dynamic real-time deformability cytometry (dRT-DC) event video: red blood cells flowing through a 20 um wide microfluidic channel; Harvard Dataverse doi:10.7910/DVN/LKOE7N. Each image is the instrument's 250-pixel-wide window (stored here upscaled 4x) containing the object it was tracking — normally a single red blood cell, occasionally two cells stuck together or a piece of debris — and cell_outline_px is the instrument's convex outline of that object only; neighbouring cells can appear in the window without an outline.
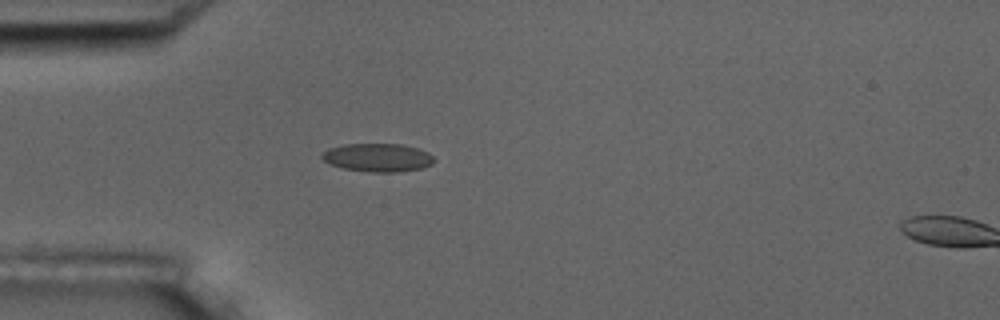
{"species": "common noctule bat (a hibernating species)", "species_latin": "Nyctalus noctula", "temperature_condition": "room temperature", "stored_images_in_passage": 5, "camera_frame_rate_fps": 3000, "um_per_image_px": 0.085, "animal": {"sex": "male", "body_mass_g": 17.5, "forearm_length_mm": 52.3}, "frame": {"image": 1, "passage_image": 4, "time_ms": 4.667, "image_size_px": [1000, 320], "cell_outline_px": [[432, 164], [424, 168], [400, 172], [368, 172], [344, 168], [332, 164], [324, 160], [320, 156], [328, 148], [344, 144], [400, 144], [416, 148], [428, 152], [432, 156]], "centroid_in_image_um": [32.11, 13.39], "position_along_channel_um": 52.9, "area_um2": 18.38}}